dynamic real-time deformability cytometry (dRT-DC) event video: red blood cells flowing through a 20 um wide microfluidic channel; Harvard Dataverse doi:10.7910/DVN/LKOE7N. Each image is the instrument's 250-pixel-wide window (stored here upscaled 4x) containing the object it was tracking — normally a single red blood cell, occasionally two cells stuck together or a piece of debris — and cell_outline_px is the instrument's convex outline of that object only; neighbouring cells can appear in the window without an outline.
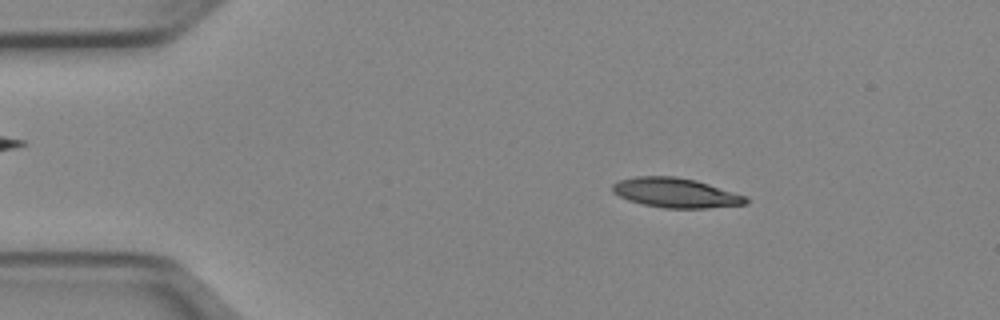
{"species": "Egyptian fruit bat (a non-hibernating species)", "species_latin": "Rousettus aegyptiacus", "temperature_condition": "cold", "stored_images_in_passage": 50, "camera_frame_rate_fps": 3000, "um_per_image_px": 0.085, "animal": {"sex": "female"}, "frame": {"image": 1, "passage_image": 8, "time_ms": 2.333, "image_size_px": [1000, 320], "cell_outline_px": [[748, 204], [708, 208], [664, 208], [644, 204], [628, 200], [612, 192], [612, 184], [620, 180], [636, 176], [676, 176], [696, 180], [748, 196]], "centroid_in_image_um": [57.47, 16.39], "position_along_channel_um": 27.5, "area_um2": 23.12}}
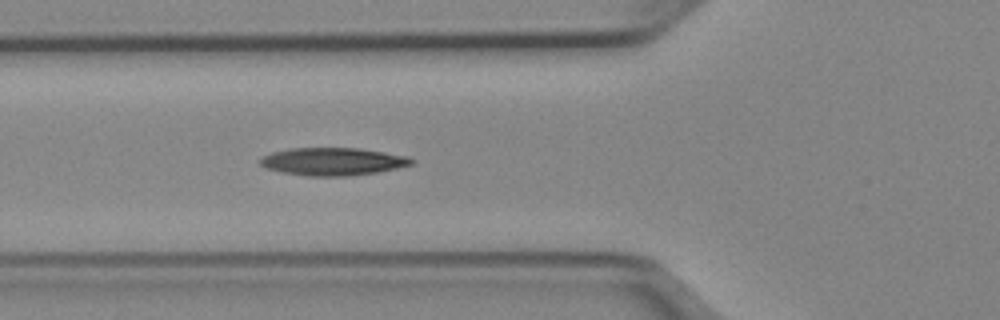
{"frame": {"image": 2, "passage_image": 18, "time_ms": 5.667, "image_size_px": [1000, 320], "cell_outline_px": [[416, 160], [412, 164], [396, 168], [376, 172], [352, 176], [308, 176], [280, 172], [264, 168], [256, 160], [260, 156], [272, 152], [288, 148], [360, 148], [408, 156]], "centroid_in_image_um": [28.22, 13.73], "position_along_channel_um": 97.6, "area_um2": 24.8}}
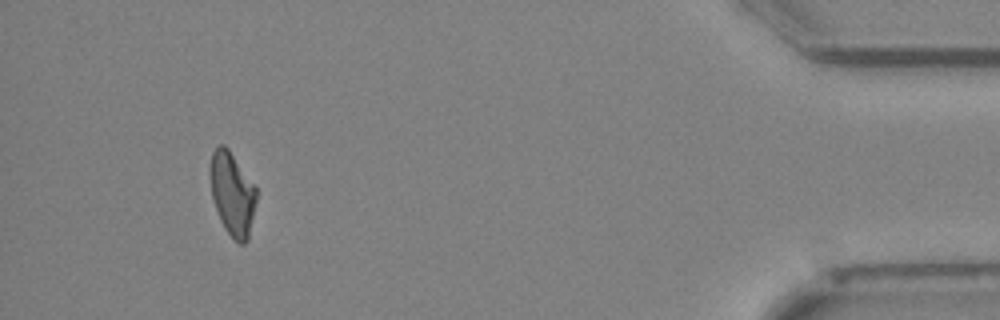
{"frame": {"image": 3, "passage_image": 47, "time_ms": 15.333, "image_size_px": [1000, 320], "cell_outline_px": [[256, 200], [248, 240], [244, 244], [240, 244], [224, 228], [220, 220], [212, 196], [208, 176], [208, 168], [212, 152], [220, 144], [224, 144], [228, 148], [256, 188]], "centroid_in_image_um": [19.71, 16.44], "position_along_channel_um": 415.5, "area_um2": 22.37}, "authors_computed_cell_mechanics": {"area_um2": 23.1489, "velocity_mm_per_s": 3.9763, "shape_relaxation_time_tau1_ms": 10.8766, "shape_relaxation_time_tau2_ms": null, "deformation_change_tau1": 0.2556, "deformation_change_tau2": null}}